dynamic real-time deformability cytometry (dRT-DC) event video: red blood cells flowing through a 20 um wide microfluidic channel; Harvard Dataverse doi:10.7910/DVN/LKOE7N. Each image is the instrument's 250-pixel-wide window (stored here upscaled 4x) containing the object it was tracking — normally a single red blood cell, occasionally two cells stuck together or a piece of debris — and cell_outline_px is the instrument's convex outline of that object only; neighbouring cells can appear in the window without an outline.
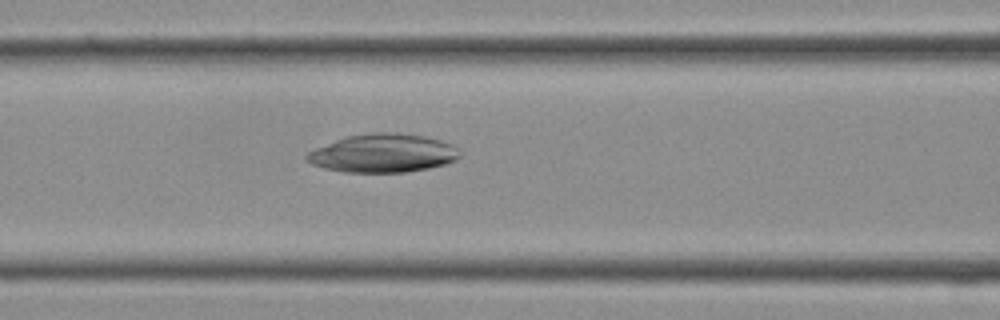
{"species": "Egyptian fruit bat (a non-hibernating species)", "species_latin": "Rousettus aegyptiacus", "temperature_condition": "cold", "stored_images_in_passage": 14, "camera_frame_rate_fps": 3000, "um_per_image_px": 0.085, "frame": {"image": 1, "passage_image": 12, "time_ms": 3.667, "image_size_px": [1000, 320], "cell_outline_px": [[464, 152], [456, 160], [444, 164], [428, 168], [404, 172], [344, 172], [324, 168], [312, 164], [304, 160], [304, 156], [308, 152], [316, 148], [344, 136], [368, 132], [396, 132], [428, 136], [452, 144], [460, 148]], "centroid_in_image_um": [32.57, 13.0], "position_along_channel_um": 134.0, "area_um2": 34.8}}
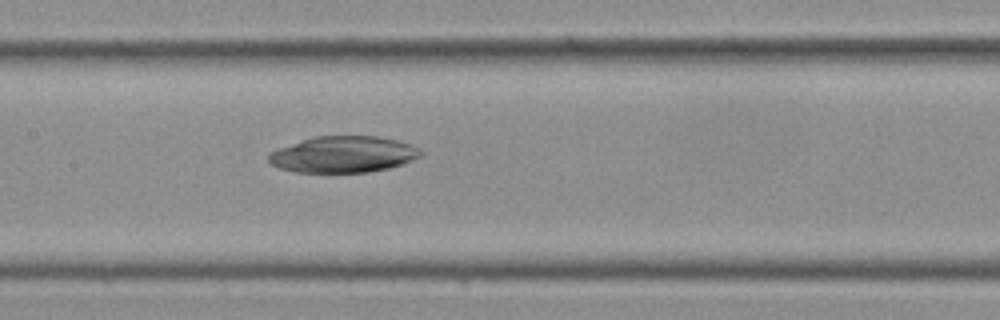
{"frame": {"image": 2, "passage_image": 14, "time_ms": 4.333, "image_size_px": [1000, 320], "cell_outline_px": [[424, 152], [420, 156], [404, 164], [388, 168], [368, 172], [296, 172], [280, 168], [272, 164], [268, 160], [268, 152], [316, 136], [380, 136], [400, 140], [412, 144], [420, 148]], "centroid_in_image_um": [29.25, 13.12], "position_along_channel_um": 178.2, "area_um2": 32.25}}